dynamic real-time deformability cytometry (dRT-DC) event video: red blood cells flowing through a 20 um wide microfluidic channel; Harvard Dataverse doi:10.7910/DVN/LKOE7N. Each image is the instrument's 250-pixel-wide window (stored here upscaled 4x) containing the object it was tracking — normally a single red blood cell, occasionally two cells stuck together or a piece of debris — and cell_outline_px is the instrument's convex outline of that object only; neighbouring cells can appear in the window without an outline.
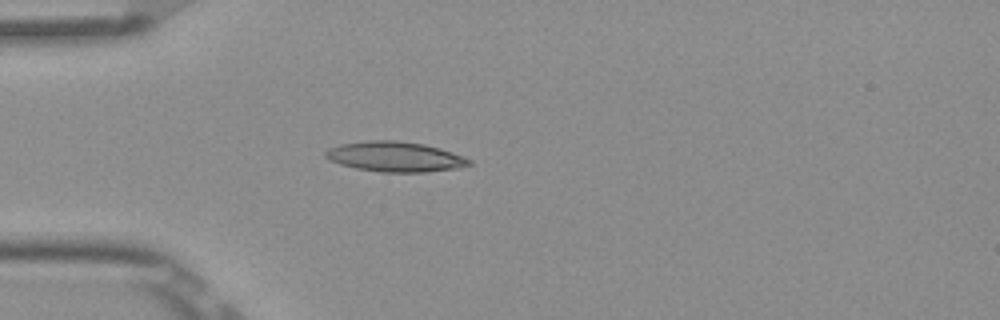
{"species": "Egyptian fruit bat (a non-hibernating species)", "species_latin": "Rousettus aegyptiacus", "temperature_condition": "room temperature", "stored_images_in_passage": 38, "camera_frame_rate_fps": 3000, "um_per_image_px": 0.085, "frame": {"image": 1, "passage_image": 1, "time_ms": 0.0, "image_size_px": [1000, 320], "cell_outline_px": [[472, 164], [460, 168], [424, 172], [380, 172], [356, 168], [340, 164], [324, 156], [324, 152], [328, 148], [340, 144], [368, 140], [396, 140], [424, 144], [440, 148], [464, 156], [472, 160]], "centroid_in_image_um": [33.61, 13.31], "position_along_channel_um": 51.4, "area_um2": 25.32}}
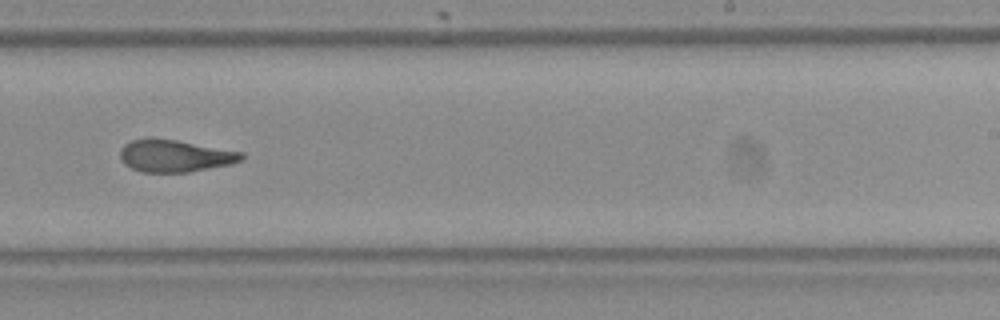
{"frame": {"image": 2, "passage_image": 19, "time_ms": 6.0, "image_size_px": [1000, 320], "cell_outline_px": [[244, 160], [232, 164], [188, 172], [144, 172], [132, 168], [124, 164], [120, 156], [120, 148], [124, 144], [132, 140], [176, 140], [244, 152]], "centroid_in_image_um": [14.92, 13.27], "position_along_channel_um": 274.1, "area_um2": 22.43}}
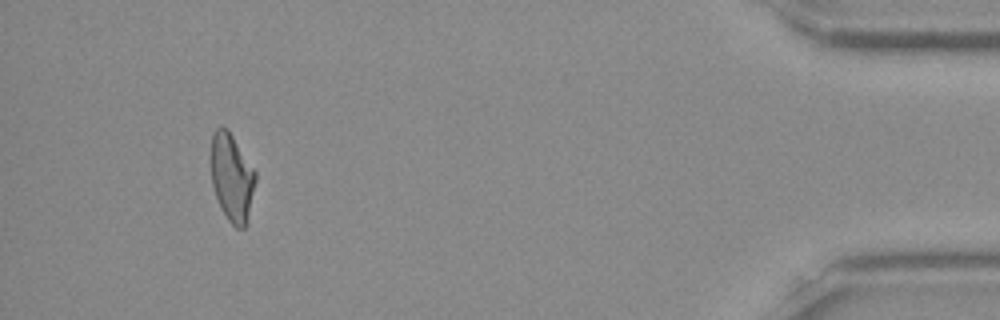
{"frame": {"image": 3, "passage_image": 35, "time_ms": 11.333, "image_size_px": [1000, 320], "cell_outline_px": [[256, 180], [244, 228], [236, 228], [228, 220], [216, 196], [212, 184], [212, 132], [220, 124], [228, 128], [256, 172]], "centroid_in_image_um": [19.7, 15.01], "position_along_channel_um": 415.5, "area_um2": 22.31}, "authors_computed_cell_mechanics": {"area_um2": 23.12, "velocity_mm_per_s": 3.8833, "shape_relaxation_time_tau1_ms": null, "shape_relaxation_time_tau2_ms": 2.3056, "deformation_change_tau1": null, "deformation_change_tau2": 0.1122}}